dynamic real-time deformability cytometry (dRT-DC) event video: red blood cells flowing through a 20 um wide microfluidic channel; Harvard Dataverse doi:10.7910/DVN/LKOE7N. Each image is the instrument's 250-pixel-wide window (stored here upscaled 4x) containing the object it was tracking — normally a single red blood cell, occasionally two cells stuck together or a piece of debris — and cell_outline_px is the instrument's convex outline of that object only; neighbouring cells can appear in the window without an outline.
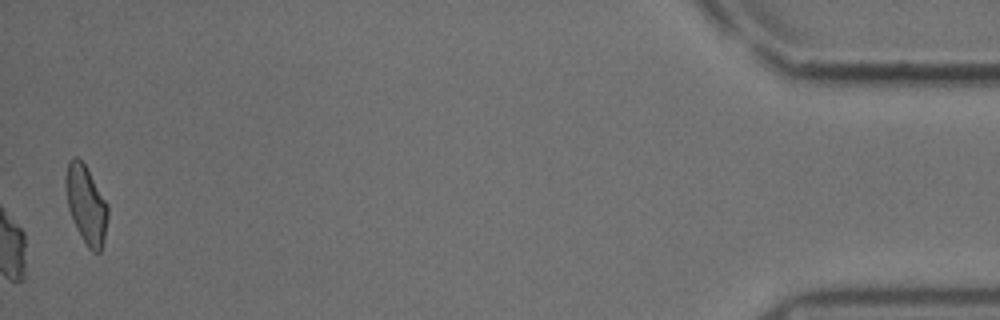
{"species": "common noctule bat (a hibernating species)", "species_latin": "Nyctalus noctula", "temperature_condition": "cold", "stored_images_in_passage": 39, "camera_frame_rate_fps": 3000, "um_per_image_px": 0.085, "animal": {"sex": "male", "body_mass_g": 18.8}, "frame": {"image": 1, "passage_image": 39, "time_ms": 12.667, "image_size_px": [1000, 320], "cell_outline_px": [[108, 216], [104, 240], [100, 252], [92, 252], [88, 248], [76, 228], [68, 208], [64, 180], [68, 160], [72, 156], [76, 156], [84, 164], [108, 204]], "centroid_in_image_um": [7.31, 17.38], "position_along_channel_um": 427.9, "area_um2": 19.19}, "authors_computed_cell_mechanics": {"area_um2": 26.299, "velocity_mm_per_s": 3.7035, "shape_relaxation_time_tau1_ms": 6.2734, "shape_relaxation_time_tau2_ms": 10.6902, "deformation_change_tau1": 0.1393, "deformation_change_tau2": 0.1868}}